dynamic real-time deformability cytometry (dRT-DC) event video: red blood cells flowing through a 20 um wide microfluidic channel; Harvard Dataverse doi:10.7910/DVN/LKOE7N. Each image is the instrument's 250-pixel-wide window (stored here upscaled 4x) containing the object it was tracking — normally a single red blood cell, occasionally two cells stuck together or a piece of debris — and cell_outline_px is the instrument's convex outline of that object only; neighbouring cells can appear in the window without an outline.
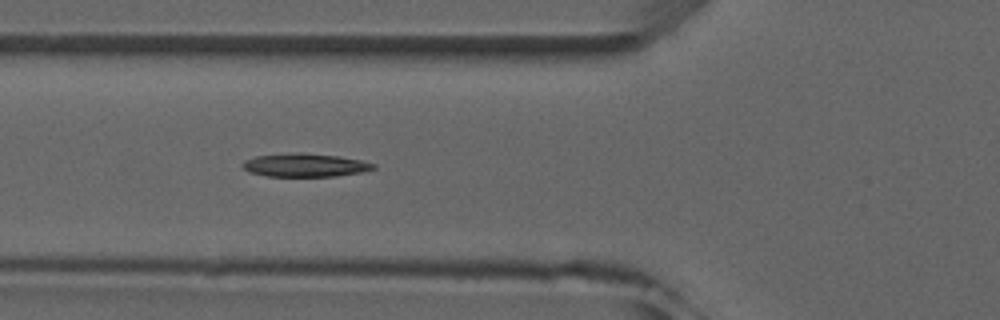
{"species": "common noctule bat (a hibernating species)", "species_latin": "Nyctalus noctula", "temperature_condition": "room temperature", "stored_images_in_passage": 6, "camera_frame_rate_fps": 3000, "um_per_image_px": 0.085, "animal": {"sex": "male", "forearm_length_mm": 52.5}, "frame": {"image": 1, "passage_image": 6, "time_ms": 5.667, "image_size_px": [1000, 320], "cell_outline_px": [[376, 168], [364, 172], [336, 176], [268, 176], [248, 172], [240, 164], [244, 160], [256, 156], [300, 152], [340, 156], [360, 160], [376, 164]], "centroid_in_image_um": [25.94, 14.03], "position_along_channel_um": 99.9, "area_um2": 17.86}}